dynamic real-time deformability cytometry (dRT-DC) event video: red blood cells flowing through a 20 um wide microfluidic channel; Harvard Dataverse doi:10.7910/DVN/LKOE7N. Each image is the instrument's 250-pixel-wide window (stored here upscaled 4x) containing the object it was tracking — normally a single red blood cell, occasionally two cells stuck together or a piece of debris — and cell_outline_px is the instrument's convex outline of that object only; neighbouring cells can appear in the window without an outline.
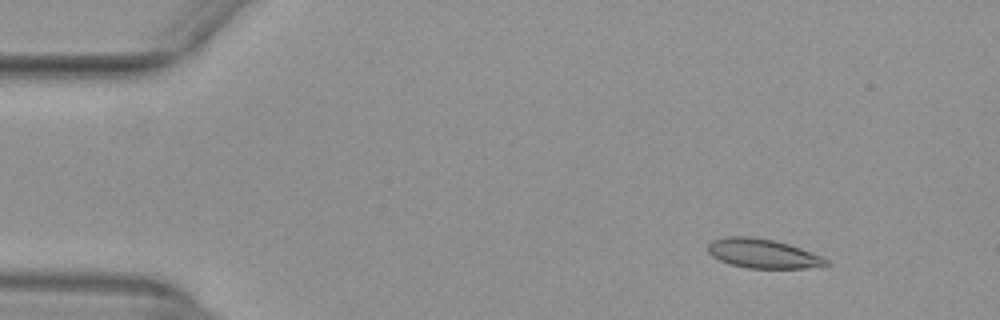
{"species": "common noctule bat (a hibernating species)", "species_latin": "Nyctalus noctula", "temperature_condition": "warm", "stored_images_in_passage": 10, "camera_frame_rate_fps": 3000, "um_per_image_px": 0.085, "animal": {"sex": "female", "body_mass_g": 29.2, "forearm_length_mm": 56.3}, "frame": {"image": 1, "passage_image": 1, "time_ms": 0.0, "image_size_px": [1000, 320], "cell_outline_px": [[832, 264], [824, 268], [748, 268], [728, 264], [712, 256], [708, 252], [708, 244], [712, 240], [724, 236], [748, 236], [772, 240], [788, 244], [824, 256]], "centroid_in_image_um": [64.9, 21.57], "position_along_channel_um": 20.1, "area_um2": 20.52}}